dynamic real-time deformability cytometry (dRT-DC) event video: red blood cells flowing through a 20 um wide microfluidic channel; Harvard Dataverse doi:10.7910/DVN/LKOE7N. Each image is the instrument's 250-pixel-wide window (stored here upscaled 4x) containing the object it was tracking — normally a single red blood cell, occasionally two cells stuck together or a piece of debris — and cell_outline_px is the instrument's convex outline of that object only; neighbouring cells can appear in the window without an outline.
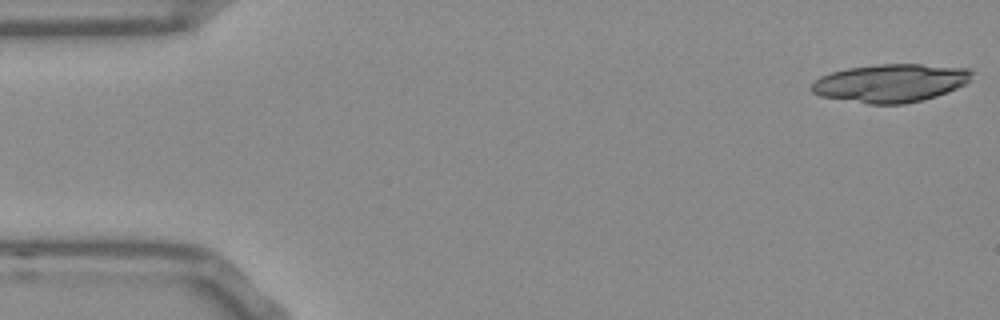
{"species": "Egyptian fruit bat (a non-hibernating species)", "species_latin": "Rousettus aegyptiacus", "temperature_condition": "room temperature", "stored_images_in_passage": 11, "camera_frame_rate_fps": 3000, "um_per_image_px": 0.085, "frame": {"image": 1, "passage_image": 1, "time_ms": 0.0, "image_size_px": [1000, 320], "cell_outline_px": [[972, 80], [948, 92], [936, 96], [904, 104], [868, 104], [820, 96], [812, 92], [808, 88], [820, 76], [832, 72], [848, 68], [880, 64], [920, 64], [968, 68], [972, 72]], "centroid_in_image_um": [75.69, 7.06], "position_along_channel_um": 9.3, "area_um2": 35.66}}